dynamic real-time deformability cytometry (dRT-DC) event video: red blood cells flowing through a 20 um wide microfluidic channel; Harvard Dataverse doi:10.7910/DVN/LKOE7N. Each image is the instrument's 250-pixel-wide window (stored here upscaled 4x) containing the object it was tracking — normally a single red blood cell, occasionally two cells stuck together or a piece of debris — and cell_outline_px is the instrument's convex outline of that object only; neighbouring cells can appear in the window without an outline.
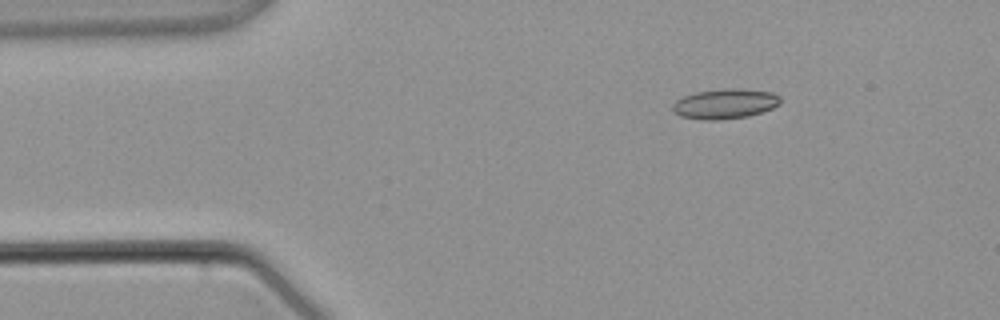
{"species": "common noctule bat (a hibernating species)", "species_latin": "Nyctalus noctula", "temperature_condition": "warm", "stored_images_in_passage": 2, "camera_frame_rate_fps": 3000, "um_per_image_px": 0.085, "animal": {"sex": "male", "body_mass_g": 21.5, "forearm_length_mm": 52.0}, "frame": {"image": 1, "passage_image": 2, "time_ms": 1.333, "image_size_px": [1000, 320], "cell_outline_px": [[780, 104], [772, 108], [748, 116], [716, 120], [700, 120], [680, 116], [672, 108], [672, 104], [676, 100], [684, 96], [696, 92], [728, 88], [744, 88], [772, 92], [780, 96]], "centroid_in_image_um": [61.63, 8.81], "position_along_channel_um": 23.4, "area_um2": 18.84}}